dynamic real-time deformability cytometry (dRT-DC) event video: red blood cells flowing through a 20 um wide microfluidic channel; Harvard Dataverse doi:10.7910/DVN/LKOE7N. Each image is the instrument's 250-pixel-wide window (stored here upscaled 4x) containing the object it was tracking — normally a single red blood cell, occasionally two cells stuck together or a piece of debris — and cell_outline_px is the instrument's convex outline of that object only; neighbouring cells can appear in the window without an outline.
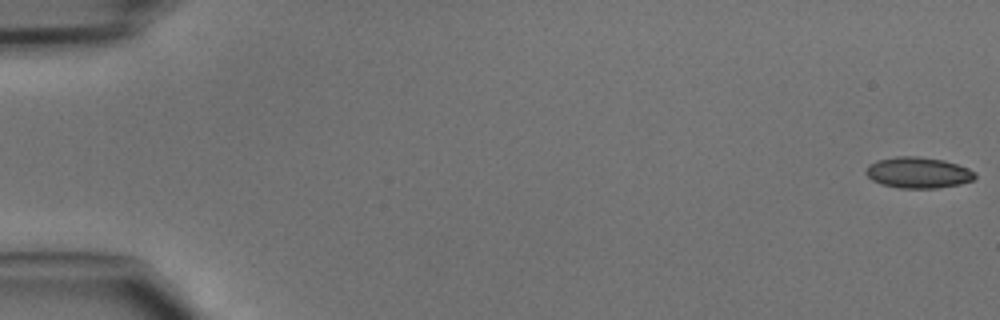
{"species": "common noctule bat (a hibernating species)", "species_latin": "Nyctalus noctula", "temperature_condition": "cold", "stored_images_in_passage": 48, "camera_frame_rate_fps": 3000, "um_per_image_px": 0.085, "animal": {"sex": "male", "body_mass_g": 15.6}, "frame": {"image": 1, "passage_image": 1, "time_ms": 0.0, "image_size_px": [1000, 320], "cell_outline_px": [[976, 176], [972, 180], [960, 184], [936, 188], [900, 188], [880, 184], [872, 180], [864, 172], [868, 164], [876, 160], [896, 156], [916, 156], [944, 160], [968, 168], [976, 172]], "centroid_in_image_um": [78.01, 14.67], "position_along_channel_um": 7.0, "area_um2": 19.83}}
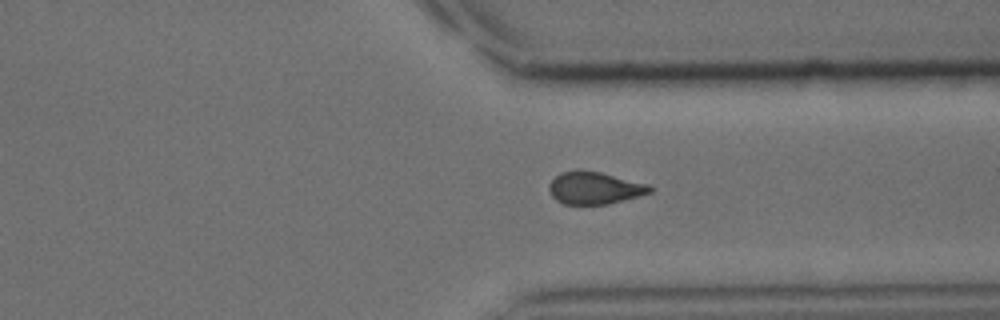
{"frame": {"image": 2, "passage_image": 36, "time_ms": 11.667, "image_size_px": [1000, 320], "cell_outline_px": [[652, 192], [608, 204], [564, 204], [556, 200], [552, 196], [548, 188], [548, 184], [560, 172], [576, 168], [580, 168], [600, 172], [648, 184], [652, 188]], "centroid_in_image_um": [50.48, 15.95], "position_along_channel_um": 360.9, "area_um2": 19.13}}
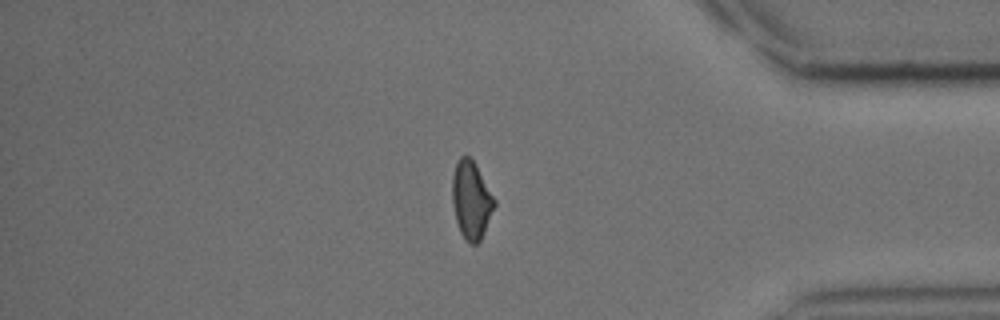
{"frame": {"image": 3, "passage_image": 40, "time_ms": 13.0, "image_size_px": [1000, 320], "cell_outline_px": [[496, 204], [484, 232], [480, 240], [476, 244], [468, 244], [464, 240], [460, 232], [456, 220], [452, 200], [452, 176], [456, 164], [460, 156], [468, 156], [476, 164], [496, 200]], "centroid_in_image_um": [40.06, 17.02], "position_along_channel_um": 395.1, "area_um2": 19.13}}